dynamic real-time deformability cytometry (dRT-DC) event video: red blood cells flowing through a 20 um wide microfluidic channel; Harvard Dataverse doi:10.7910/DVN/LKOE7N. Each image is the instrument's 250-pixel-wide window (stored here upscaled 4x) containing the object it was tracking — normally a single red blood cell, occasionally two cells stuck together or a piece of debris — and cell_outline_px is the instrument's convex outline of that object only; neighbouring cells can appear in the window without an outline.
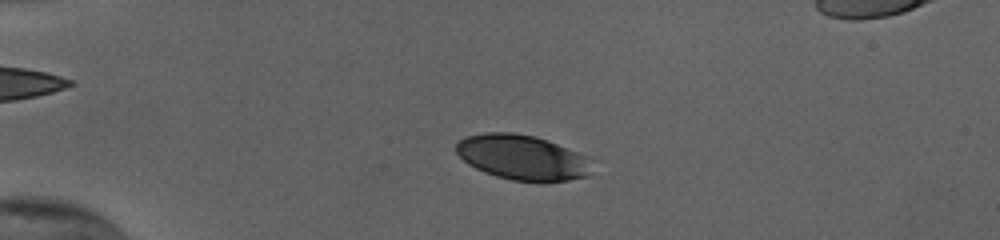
{"species": "human", "species_latin": "Homo sapiens", "temperature_condition": "cold", "stored_images_in_passage": 50, "segment_of_instrument_passage": [1, 2], "camera_frame_rate_fps": 3000, "um_per_image_px": 0.085, "donor": {"sex": "female"}, "frame": {"image": 1, "passage_image": 8, "time_ms": 2.333, "image_size_px": [1000, 240], "cell_outline_px": [[592, 176], [568, 180], [512, 180], [496, 176], [484, 172], [468, 164], [456, 152], [456, 144], [460, 140], [468, 136], [484, 132], [512, 132], [536, 136], [548, 140], [592, 156]], "centroid_in_image_um": [44.49, 13.36], "position_along_channel_um": 40.5, "area_um2": 35.95}}
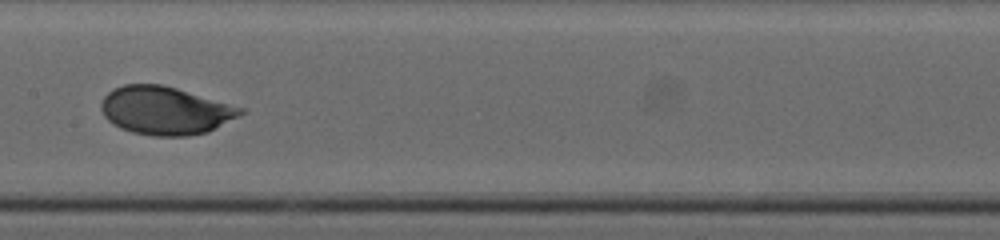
{"frame": {"image": 2, "passage_image": 24, "time_ms": 7.667, "image_size_px": [1000, 240], "cell_outline_px": [[248, 112], [208, 132], [188, 136], [152, 136], [132, 132], [120, 128], [112, 124], [104, 116], [100, 108], [100, 104], [104, 96], [112, 88], [124, 84], [164, 84], [248, 108]], "centroid_in_image_um": [14.1, 9.39], "position_along_channel_um": 193.3, "area_um2": 39.88}}
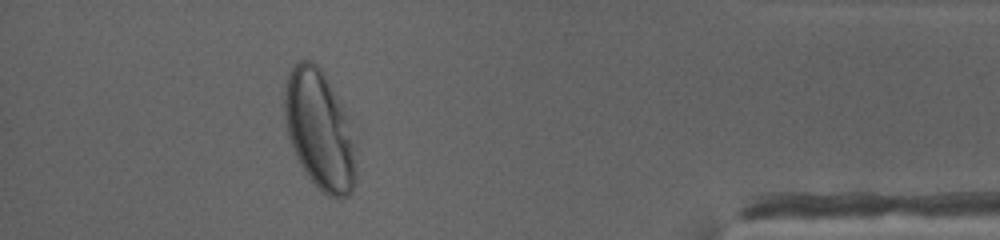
{"frame": {"image": 3, "passage_image": 44, "time_ms": 14.333, "image_size_px": [1000, 240], "cell_outline_px": [[356, 176], [352, 192], [348, 196], [328, 196], [316, 188], [308, 176], [296, 156], [288, 136], [284, 112], [284, 92], [288, 76], [296, 60], [312, 60], [320, 68], [340, 100], [344, 108], [356, 144]], "centroid_in_image_um": [27.18, 11.05], "position_along_channel_um": 408.0, "area_um2": 49.77}}